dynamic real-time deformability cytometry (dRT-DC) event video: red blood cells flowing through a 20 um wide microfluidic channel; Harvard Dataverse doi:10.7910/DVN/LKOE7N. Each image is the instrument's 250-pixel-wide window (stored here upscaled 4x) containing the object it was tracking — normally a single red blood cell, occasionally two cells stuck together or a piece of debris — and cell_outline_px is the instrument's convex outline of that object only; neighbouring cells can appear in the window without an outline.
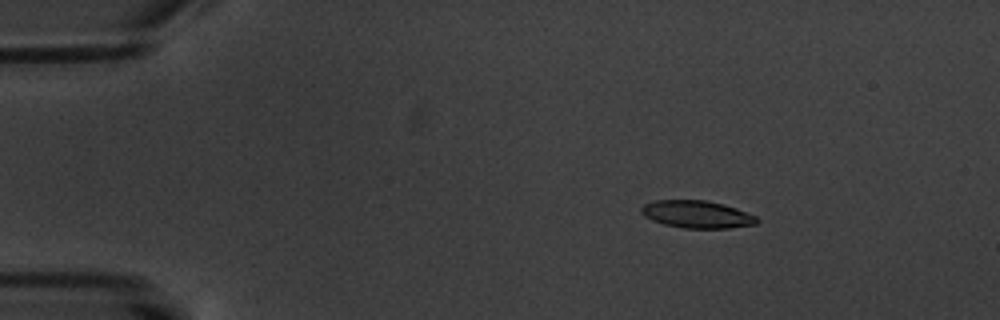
{"species": "common noctule bat (a hibernating species)", "species_latin": "Nyctalus noctula", "temperature_condition": "warm", "stored_images_in_passage": 10, "camera_frame_rate_fps": 3000, "um_per_image_px": 0.085, "animal": {"sex": "male", "body_mass_g": 20.1, "forearm_length_mm": 53.5}, "frame": {"image": 1, "passage_image": 2, "time_ms": 1.333, "image_size_px": [1000, 320], "cell_outline_px": [[760, 220], [756, 224], [728, 228], [684, 228], [664, 224], [652, 220], [644, 216], [640, 212], [640, 208], [644, 204], [656, 200], [704, 200], [724, 204], [736, 208], [756, 216]], "centroid_in_image_um": [59.23, 18.21], "position_along_channel_um": 25.8, "area_um2": 18.5}}
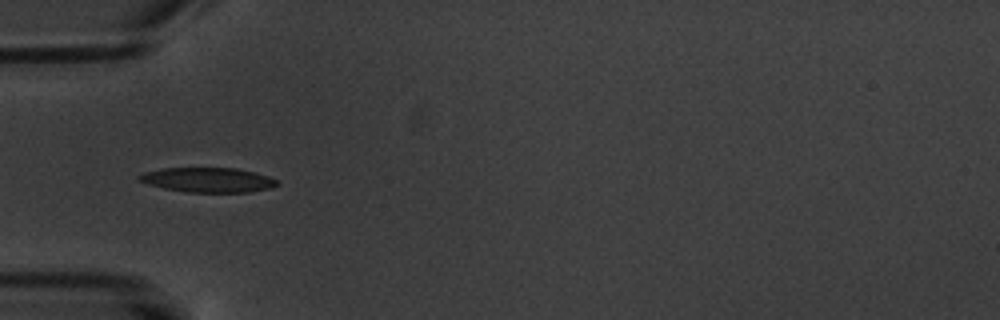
{"frame": {"image": 2, "passage_image": 5, "time_ms": 4.667, "image_size_px": [1000, 320], "cell_outline_px": [[280, 184], [272, 188], [248, 192], [188, 192], [164, 188], [148, 184], [136, 180], [136, 176], [144, 172], [164, 168], [236, 168], [268, 176], [280, 180]], "centroid_in_image_um": [17.68, 15.29], "position_along_channel_um": 67.3, "area_um2": 19.94}}